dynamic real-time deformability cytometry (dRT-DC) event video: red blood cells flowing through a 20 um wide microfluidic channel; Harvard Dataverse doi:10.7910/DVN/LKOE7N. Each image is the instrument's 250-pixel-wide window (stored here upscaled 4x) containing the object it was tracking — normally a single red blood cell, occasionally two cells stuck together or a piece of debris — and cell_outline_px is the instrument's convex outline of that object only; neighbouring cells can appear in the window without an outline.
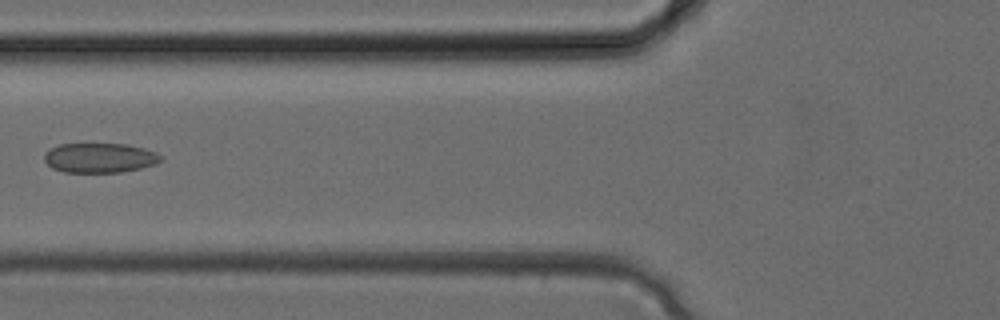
{"species": "common noctule bat (a hibernating species)", "species_latin": "Nyctalus noctula", "temperature_condition": "cold", "stored_images_in_passage": 3, "camera_frame_rate_fps": 3000, "um_per_image_px": 0.085, "animal": {"sex": "female", "body_mass_g": 24.6, "forearm_length_mm": 56.2}, "frame": {"image": 1, "passage_image": 3, "time_ms": 0.667, "image_size_px": [1000, 320], "cell_outline_px": [[164, 156], [156, 164], [140, 168], [120, 172], [64, 172], [52, 168], [44, 160], [44, 152], [48, 148], [60, 144], [124, 144], [144, 148], [156, 152]], "centroid_in_image_um": [8.46, 13.41], "position_along_channel_um": 117.3, "area_um2": 20.23}}